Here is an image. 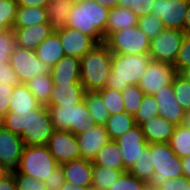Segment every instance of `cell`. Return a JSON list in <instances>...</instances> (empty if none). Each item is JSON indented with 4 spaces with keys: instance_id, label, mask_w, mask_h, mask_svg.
<instances>
[{
    "instance_id": "cell-59",
    "label": "cell",
    "mask_w": 190,
    "mask_h": 190,
    "mask_svg": "<svg viewBox=\"0 0 190 190\" xmlns=\"http://www.w3.org/2000/svg\"><path fill=\"white\" fill-rule=\"evenodd\" d=\"M179 74L190 83V67L182 69Z\"/></svg>"
},
{
    "instance_id": "cell-20",
    "label": "cell",
    "mask_w": 190,
    "mask_h": 190,
    "mask_svg": "<svg viewBox=\"0 0 190 190\" xmlns=\"http://www.w3.org/2000/svg\"><path fill=\"white\" fill-rule=\"evenodd\" d=\"M65 181L91 188L93 162L87 159H76L60 165Z\"/></svg>"
},
{
    "instance_id": "cell-54",
    "label": "cell",
    "mask_w": 190,
    "mask_h": 190,
    "mask_svg": "<svg viewBox=\"0 0 190 190\" xmlns=\"http://www.w3.org/2000/svg\"><path fill=\"white\" fill-rule=\"evenodd\" d=\"M91 188L83 187L78 184H74L68 181H65L59 190H90Z\"/></svg>"
},
{
    "instance_id": "cell-6",
    "label": "cell",
    "mask_w": 190,
    "mask_h": 190,
    "mask_svg": "<svg viewBox=\"0 0 190 190\" xmlns=\"http://www.w3.org/2000/svg\"><path fill=\"white\" fill-rule=\"evenodd\" d=\"M47 108L55 130L70 131L77 136L85 133L94 125L84 101L78 104Z\"/></svg>"
},
{
    "instance_id": "cell-29",
    "label": "cell",
    "mask_w": 190,
    "mask_h": 190,
    "mask_svg": "<svg viewBox=\"0 0 190 190\" xmlns=\"http://www.w3.org/2000/svg\"><path fill=\"white\" fill-rule=\"evenodd\" d=\"M10 99L9 112L34 109L40 105L28 89V86L22 83L15 86Z\"/></svg>"
},
{
    "instance_id": "cell-47",
    "label": "cell",
    "mask_w": 190,
    "mask_h": 190,
    "mask_svg": "<svg viewBox=\"0 0 190 190\" xmlns=\"http://www.w3.org/2000/svg\"><path fill=\"white\" fill-rule=\"evenodd\" d=\"M179 73L184 68L190 67V34H185L181 44V48L173 64Z\"/></svg>"
},
{
    "instance_id": "cell-4",
    "label": "cell",
    "mask_w": 190,
    "mask_h": 190,
    "mask_svg": "<svg viewBox=\"0 0 190 190\" xmlns=\"http://www.w3.org/2000/svg\"><path fill=\"white\" fill-rule=\"evenodd\" d=\"M150 159L154 165V173L147 182L159 188L168 179L183 176L181 159L172 151L169 143H149Z\"/></svg>"
},
{
    "instance_id": "cell-17",
    "label": "cell",
    "mask_w": 190,
    "mask_h": 190,
    "mask_svg": "<svg viewBox=\"0 0 190 190\" xmlns=\"http://www.w3.org/2000/svg\"><path fill=\"white\" fill-rule=\"evenodd\" d=\"M158 105V115L172 122L174 125H182L186 112L176 101L172 84L157 91L154 95Z\"/></svg>"
},
{
    "instance_id": "cell-61",
    "label": "cell",
    "mask_w": 190,
    "mask_h": 190,
    "mask_svg": "<svg viewBox=\"0 0 190 190\" xmlns=\"http://www.w3.org/2000/svg\"><path fill=\"white\" fill-rule=\"evenodd\" d=\"M141 190H158V188L152 187L148 183H145Z\"/></svg>"
},
{
    "instance_id": "cell-37",
    "label": "cell",
    "mask_w": 190,
    "mask_h": 190,
    "mask_svg": "<svg viewBox=\"0 0 190 190\" xmlns=\"http://www.w3.org/2000/svg\"><path fill=\"white\" fill-rule=\"evenodd\" d=\"M97 92L101 96V99L110 115L125 112L123 95L121 91L105 87L98 90Z\"/></svg>"
},
{
    "instance_id": "cell-18",
    "label": "cell",
    "mask_w": 190,
    "mask_h": 190,
    "mask_svg": "<svg viewBox=\"0 0 190 190\" xmlns=\"http://www.w3.org/2000/svg\"><path fill=\"white\" fill-rule=\"evenodd\" d=\"M83 159L93 160L98 151L110 140L104 125L94 124L85 133L77 135Z\"/></svg>"
},
{
    "instance_id": "cell-11",
    "label": "cell",
    "mask_w": 190,
    "mask_h": 190,
    "mask_svg": "<svg viewBox=\"0 0 190 190\" xmlns=\"http://www.w3.org/2000/svg\"><path fill=\"white\" fill-rule=\"evenodd\" d=\"M176 74L173 64L150 60L138 86L146 95H154L163 87L172 84Z\"/></svg>"
},
{
    "instance_id": "cell-34",
    "label": "cell",
    "mask_w": 190,
    "mask_h": 190,
    "mask_svg": "<svg viewBox=\"0 0 190 190\" xmlns=\"http://www.w3.org/2000/svg\"><path fill=\"white\" fill-rule=\"evenodd\" d=\"M123 171L114 170L104 166L93 165L92 174V186L94 190H108L118 178L121 176Z\"/></svg>"
},
{
    "instance_id": "cell-9",
    "label": "cell",
    "mask_w": 190,
    "mask_h": 190,
    "mask_svg": "<svg viewBox=\"0 0 190 190\" xmlns=\"http://www.w3.org/2000/svg\"><path fill=\"white\" fill-rule=\"evenodd\" d=\"M54 131L47 106L40 104L29 114L28 130L20 137L24 145H47Z\"/></svg>"
},
{
    "instance_id": "cell-24",
    "label": "cell",
    "mask_w": 190,
    "mask_h": 190,
    "mask_svg": "<svg viewBox=\"0 0 190 190\" xmlns=\"http://www.w3.org/2000/svg\"><path fill=\"white\" fill-rule=\"evenodd\" d=\"M35 53L40 61L49 64L51 67L55 66L65 56L59 35L56 32L43 40L36 48Z\"/></svg>"
},
{
    "instance_id": "cell-43",
    "label": "cell",
    "mask_w": 190,
    "mask_h": 190,
    "mask_svg": "<svg viewBox=\"0 0 190 190\" xmlns=\"http://www.w3.org/2000/svg\"><path fill=\"white\" fill-rule=\"evenodd\" d=\"M16 47V36L13 29L0 31V63L10 61L12 51Z\"/></svg>"
},
{
    "instance_id": "cell-49",
    "label": "cell",
    "mask_w": 190,
    "mask_h": 190,
    "mask_svg": "<svg viewBox=\"0 0 190 190\" xmlns=\"http://www.w3.org/2000/svg\"><path fill=\"white\" fill-rule=\"evenodd\" d=\"M15 87L0 84V120L9 112L10 97Z\"/></svg>"
},
{
    "instance_id": "cell-8",
    "label": "cell",
    "mask_w": 190,
    "mask_h": 190,
    "mask_svg": "<svg viewBox=\"0 0 190 190\" xmlns=\"http://www.w3.org/2000/svg\"><path fill=\"white\" fill-rule=\"evenodd\" d=\"M10 65L22 84L31 81L36 75H50L52 67L40 61L34 50L16 46L10 57Z\"/></svg>"
},
{
    "instance_id": "cell-58",
    "label": "cell",
    "mask_w": 190,
    "mask_h": 190,
    "mask_svg": "<svg viewBox=\"0 0 190 190\" xmlns=\"http://www.w3.org/2000/svg\"><path fill=\"white\" fill-rule=\"evenodd\" d=\"M10 173L11 170L2 163H0V180L8 176Z\"/></svg>"
},
{
    "instance_id": "cell-60",
    "label": "cell",
    "mask_w": 190,
    "mask_h": 190,
    "mask_svg": "<svg viewBox=\"0 0 190 190\" xmlns=\"http://www.w3.org/2000/svg\"><path fill=\"white\" fill-rule=\"evenodd\" d=\"M183 124L190 128V111L186 112Z\"/></svg>"
},
{
    "instance_id": "cell-28",
    "label": "cell",
    "mask_w": 190,
    "mask_h": 190,
    "mask_svg": "<svg viewBox=\"0 0 190 190\" xmlns=\"http://www.w3.org/2000/svg\"><path fill=\"white\" fill-rule=\"evenodd\" d=\"M47 8L17 7L13 28H25L47 22Z\"/></svg>"
},
{
    "instance_id": "cell-26",
    "label": "cell",
    "mask_w": 190,
    "mask_h": 190,
    "mask_svg": "<svg viewBox=\"0 0 190 190\" xmlns=\"http://www.w3.org/2000/svg\"><path fill=\"white\" fill-rule=\"evenodd\" d=\"M138 25V17L128 8L117 6L109 10L106 24V38L115 31Z\"/></svg>"
},
{
    "instance_id": "cell-33",
    "label": "cell",
    "mask_w": 190,
    "mask_h": 190,
    "mask_svg": "<svg viewBox=\"0 0 190 190\" xmlns=\"http://www.w3.org/2000/svg\"><path fill=\"white\" fill-rule=\"evenodd\" d=\"M172 151L183 159L190 155V128L182 125H176L169 141Z\"/></svg>"
},
{
    "instance_id": "cell-50",
    "label": "cell",
    "mask_w": 190,
    "mask_h": 190,
    "mask_svg": "<svg viewBox=\"0 0 190 190\" xmlns=\"http://www.w3.org/2000/svg\"><path fill=\"white\" fill-rule=\"evenodd\" d=\"M158 190H190V180L185 176L168 179Z\"/></svg>"
},
{
    "instance_id": "cell-46",
    "label": "cell",
    "mask_w": 190,
    "mask_h": 190,
    "mask_svg": "<svg viewBox=\"0 0 190 190\" xmlns=\"http://www.w3.org/2000/svg\"><path fill=\"white\" fill-rule=\"evenodd\" d=\"M17 190H47L44 181H38L33 177L22 173H13Z\"/></svg>"
},
{
    "instance_id": "cell-15",
    "label": "cell",
    "mask_w": 190,
    "mask_h": 190,
    "mask_svg": "<svg viewBox=\"0 0 190 190\" xmlns=\"http://www.w3.org/2000/svg\"><path fill=\"white\" fill-rule=\"evenodd\" d=\"M24 146V142L19 135L13 134L0 124V163L11 171L16 170Z\"/></svg>"
},
{
    "instance_id": "cell-5",
    "label": "cell",
    "mask_w": 190,
    "mask_h": 190,
    "mask_svg": "<svg viewBox=\"0 0 190 190\" xmlns=\"http://www.w3.org/2000/svg\"><path fill=\"white\" fill-rule=\"evenodd\" d=\"M58 166L46 145H25L18 167L11 172L44 181Z\"/></svg>"
},
{
    "instance_id": "cell-10",
    "label": "cell",
    "mask_w": 190,
    "mask_h": 190,
    "mask_svg": "<svg viewBox=\"0 0 190 190\" xmlns=\"http://www.w3.org/2000/svg\"><path fill=\"white\" fill-rule=\"evenodd\" d=\"M184 31L165 29L150 42L149 56L151 60L174 64L181 48Z\"/></svg>"
},
{
    "instance_id": "cell-44",
    "label": "cell",
    "mask_w": 190,
    "mask_h": 190,
    "mask_svg": "<svg viewBox=\"0 0 190 190\" xmlns=\"http://www.w3.org/2000/svg\"><path fill=\"white\" fill-rule=\"evenodd\" d=\"M145 182L131 173L123 172L118 180L108 190H141Z\"/></svg>"
},
{
    "instance_id": "cell-35",
    "label": "cell",
    "mask_w": 190,
    "mask_h": 190,
    "mask_svg": "<svg viewBox=\"0 0 190 190\" xmlns=\"http://www.w3.org/2000/svg\"><path fill=\"white\" fill-rule=\"evenodd\" d=\"M33 109L8 112L1 120L0 124L13 134L21 136L24 130H28L29 114Z\"/></svg>"
},
{
    "instance_id": "cell-32",
    "label": "cell",
    "mask_w": 190,
    "mask_h": 190,
    "mask_svg": "<svg viewBox=\"0 0 190 190\" xmlns=\"http://www.w3.org/2000/svg\"><path fill=\"white\" fill-rule=\"evenodd\" d=\"M84 102L90 112V118L92 119L93 124L105 125L110 114L99 93L85 92Z\"/></svg>"
},
{
    "instance_id": "cell-52",
    "label": "cell",
    "mask_w": 190,
    "mask_h": 190,
    "mask_svg": "<svg viewBox=\"0 0 190 190\" xmlns=\"http://www.w3.org/2000/svg\"><path fill=\"white\" fill-rule=\"evenodd\" d=\"M21 7H40L47 8L49 0H16Z\"/></svg>"
},
{
    "instance_id": "cell-40",
    "label": "cell",
    "mask_w": 190,
    "mask_h": 190,
    "mask_svg": "<svg viewBox=\"0 0 190 190\" xmlns=\"http://www.w3.org/2000/svg\"><path fill=\"white\" fill-rule=\"evenodd\" d=\"M173 91L176 101L185 112L190 111V83L179 73L176 74L173 83Z\"/></svg>"
},
{
    "instance_id": "cell-7",
    "label": "cell",
    "mask_w": 190,
    "mask_h": 190,
    "mask_svg": "<svg viewBox=\"0 0 190 190\" xmlns=\"http://www.w3.org/2000/svg\"><path fill=\"white\" fill-rule=\"evenodd\" d=\"M151 40L139 26L112 32L104 41L112 54H148Z\"/></svg>"
},
{
    "instance_id": "cell-27",
    "label": "cell",
    "mask_w": 190,
    "mask_h": 190,
    "mask_svg": "<svg viewBox=\"0 0 190 190\" xmlns=\"http://www.w3.org/2000/svg\"><path fill=\"white\" fill-rule=\"evenodd\" d=\"M93 165L104 166L114 170L127 172L124 168L120 149L115 140H109L92 160Z\"/></svg>"
},
{
    "instance_id": "cell-13",
    "label": "cell",
    "mask_w": 190,
    "mask_h": 190,
    "mask_svg": "<svg viewBox=\"0 0 190 190\" xmlns=\"http://www.w3.org/2000/svg\"><path fill=\"white\" fill-rule=\"evenodd\" d=\"M46 146L59 166L82 158L77 136L70 131L55 130Z\"/></svg>"
},
{
    "instance_id": "cell-14",
    "label": "cell",
    "mask_w": 190,
    "mask_h": 190,
    "mask_svg": "<svg viewBox=\"0 0 190 190\" xmlns=\"http://www.w3.org/2000/svg\"><path fill=\"white\" fill-rule=\"evenodd\" d=\"M115 141L119 146L124 168L127 171L141 157L142 152L149 144L144 138L141 126L138 125H135Z\"/></svg>"
},
{
    "instance_id": "cell-21",
    "label": "cell",
    "mask_w": 190,
    "mask_h": 190,
    "mask_svg": "<svg viewBox=\"0 0 190 190\" xmlns=\"http://www.w3.org/2000/svg\"><path fill=\"white\" fill-rule=\"evenodd\" d=\"M13 31L16 36V46L34 51L54 32L48 22L25 28H13Z\"/></svg>"
},
{
    "instance_id": "cell-42",
    "label": "cell",
    "mask_w": 190,
    "mask_h": 190,
    "mask_svg": "<svg viewBox=\"0 0 190 190\" xmlns=\"http://www.w3.org/2000/svg\"><path fill=\"white\" fill-rule=\"evenodd\" d=\"M18 3L16 0H0V27L13 29Z\"/></svg>"
},
{
    "instance_id": "cell-41",
    "label": "cell",
    "mask_w": 190,
    "mask_h": 190,
    "mask_svg": "<svg viewBox=\"0 0 190 190\" xmlns=\"http://www.w3.org/2000/svg\"><path fill=\"white\" fill-rule=\"evenodd\" d=\"M138 26L150 40L156 38L164 30L161 19L153 14L138 18Z\"/></svg>"
},
{
    "instance_id": "cell-22",
    "label": "cell",
    "mask_w": 190,
    "mask_h": 190,
    "mask_svg": "<svg viewBox=\"0 0 190 190\" xmlns=\"http://www.w3.org/2000/svg\"><path fill=\"white\" fill-rule=\"evenodd\" d=\"M175 126L172 122L157 115L143 123L141 128L148 143H169Z\"/></svg>"
},
{
    "instance_id": "cell-45",
    "label": "cell",
    "mask_w": 190,
    "mask_h": 190,
    "mask_svg": "<svg viewBox=\"0 0 190 190\" xmlns=\"http://www.w3.org/2000/svg\"><path fill=\"white\" fill-rule=\"evenodd\" d=\"M155 0H118V6L131 9L138 18L151 14Z\"/></svg>"
},
{
    "instance_id": "cell-38",
    "label": "cell",
    "mask_w": 190,
    "mask_h": 190,
    "mask_svg": "<svg viewBox=\"0 0 190 190\" xmlns=\"http://www.w3.org/2000/svg\"><path fill=\"white\" fill-rule=\"evenodd\" d=\"M121 93L123 95L125 112L129 115L135 116L145 93L138 85H130L121 91Z\"/></svg>"
},
{
    "instance_id": "cell-36",
    "label": "cell",
    "mask_w": 190,
    "mask_h": 190,
    "mask_svg": "<svg viewBox=\"0 0 190 190\" xmlns=\"http://www.w3.org/2000/svg\"><path fill=\"white\" fill-rule=\"evenodd\" d=\"M149 144L142 152L141 157L128 170L129 173L147 183L154 173V165L150 159Z\"/></svg>"
},
{
    "instance_id": "cell-57",
    "label": "cell",
    "mask_w": 190,
    "mask_h": 190,
    "mask_svg": "<svg viewBox=\"0 0 190 190\" xmlns=\"http://www.w3.org/2000/svg\"><path fill=\"white\" fill-rule=\"evenodd\" d=\"M183 31L185 32V34H190V1H189L186 17H185Z\"/></svg>"
},
{
    "instance_id": "cell-23",
    "label": "cell",
    "mask_w": 190,
    "mask_h": 190,
    "mask_svg": "<svg viewBox=\"0 0 190 190\" xmlns=\"http://www.w3.org/2000/svg\"><path fill=\"white\" fill-rule=\"evenodd\" d=\"M85 89L82 84H60L53 86L47 107L78 104L84 101Z\"/></svg>"
},
{
    "instance_id": "cell-62",
    "label": "cell",
    "mask_w": 190,
    "mask_h": 190,
    "mask_svg": "<svg viewBox=\"0 0 190 190\" xmlns=\"http://www.w3.org/2000/svg\"><path fill=\"white\" fill-rule=\"evenodd\" d=\"M82 1H84V0H71V2H73V3L82 2Z\"/></svg>"
},
{
    "instance_id": "cell-51",
    "label": "cell",
    "mask_w": 190,
    "mask_h": 190,
    "mask_svg": "<svg viewBox=\"0 0 190 190\" xmlns=\"http://www.w3.org/2000/svg\"><path fill=\"white\" fill-rule=\"evenodd\" d=\"M47 190H59L64 184V174L60 166H58L53 172H51L50 177L44 179Z\"/></svg>"
},
{
    "instance_id": "cell-3",
    "label": "cell",
    "mask_w": 190,
    "mask_h": 190,
    "mask_svg": "<svg viewBox=\"0 0 190 190\" xmlns=\"http://www.w3.org/2000/svg\"><path fill=\"white\" fill-rule=\"evenodd\" d=\"M150 60L149 54H112L106 87L123 91L130 85H138Z\"/></svg>"
},
{
    "instance_id": "cell-31",
    "label": "cell",
    "mask_w": 190,
    "mask_h": 190,
    "mask_svg": "<svg viewBox=\"0 0 190 190\" xmlns=\"http://www.w3.org/2000/svg\"><path fill=\"white\" fill-rule=\"evenodd\" d=\"M26 85L41 105L47 106L49 104L51 91L54 86L51 74L36 75L31 81L26 83Z\"/></svg>"
},
{
    "instance_id": "cell-39",
    "label": "cell",
    "mask_w": 190,
    "mask_h": 190,
    "mask_svg": "<svg viewBox=\"0 0 190 190\" xmlns=\"http://www.w3.org/2000/svg\"><path fill=\"white\" fill-rule=\"evenodd\" d=\"M158 105L153 95H146L134 116L135 124L141 126L143 123L158 115Z\"/></svg>"
},
{
    "instance_id": "cell-55",
    "label": "cell",
    "mask_w": 190,
    "mask_h": 190,
    "mask_svg": "<svg viewBox=\"0 0 190 190\" xmlns=\"http://www.w3.org/2000/svg\"><path fill=\"white\" fill-rule=\"evenodd\" d=\"M98 5L109 10L118 6V0H94Z\"/></svg>"
},
{
    "instance_id": "cell-12",
    "label": "cell",
    "mask_w": 190,
    "mask_h": 190,
    "mask_svg": "<svg viewBox=\"0 0 190 190\" xmlns=\"http://www.w3.org/2000/svg\"><path fill=\"white\" fill-rule=\"evenodd\" d=\"M190 0H155L151 14L161 19L165 29L183 31Z\"/></svg>"
},
{
    "instance_id": "cell-25",
    "label": "cell",
    "mask_w": 190,
    "mask_h": 190,
    "mask_svg": "<svg viewBox=\"0 0 190 190\" xmlns=\"http://www.w3.org/2000/svg\"><path fill=\"white\" fill-rule=\"evenodd\" d=\"M74 3L71 0H49L47 22L54 32L62 30L68 23L69 12Z\"/></svg>"
},
{
    "instance_id": "cell-56",
    "label": "cell",
    "mask_w": 190,
    "mask_h": 190,
    "mask_svg": "<svg viewBox=\"0 0 190 190\" xmlns=\"http://www.w3.org/2000/svg\"><path fill=\"white\" fill-rule=\"evenodd\" d=\"M182 168H183V176L190 180V155L181 159Z\"/></svg>"
},
{
    "instance_id": "cell-19",
    "label": "cell",
    "mask_w": 190,
    "mask_h": 190,
    "mask_svg": "<svg viewBox=\"0 0 190 190\" xmlns=\"http://www.w3.org/2000/svg\"><path fill=\"white\" fill-rule=\"evenodd\" d=\"M50 74L54 86H60V84H82L80 79V59L65 55L52 67Z\"/></svg>"
},
{
    "instance_id": "cell-53",
    "label": "cell",
    "mask_w": 190,
    "mask_h": 190,
    "mask_svg": "<svg viewBox=\"0 0 190 190\" xmlns=\"http://www.w3.org/2000/svg\"><path fill=\"white\" fill-rule=\"evenodd\" d=\"M0 190H17L14 175L12 172L0 180Z\"/></svg>"
},
{
    "instance_id": "cell-1",
    "label": "cell",
    "mask_w": 190,
    "mask_h": 190,
    "mask_svg": "<svg viewBox=\"0 0 190 190\" xmlns=\"http://www.w3.org/2000/svg\"><path fill=\"white\" fill-rule=\"evenodd\" d=\"M108 15L109 9L98 5L94 0H84L74 3L66 26L90 36L97 44L103 43L106 39Z\"/></svg>"
},
{
    "instance_id": "cell-30",
    "label": "cell",
    "mask_w": 190,
    "mask_h": 190,
    "mask_svg": "<svg viewBox=\"0 0 190 190\" xmlns=\"http://www.w3.org/2000/svg\"><path fill=\"white\" fill-rule=\"evenodd\" d=\"M134 116L126 112L110 115L105 123L110 140H116L135 126Z\"/></svg>"
},
{
    "instance_id": "cell-16",
    "label": "cell",
    "mask_w": 190,
    "mask_h": 190,
    "mask_svg": "<svg viewBox=\"0 0 190 190\" xmlns=\"http://www.w3.org/2000/svg\"><path fill=\"white\" fill-rule=\"evenodd\" d=\"M56 33L59 35L66 56L80 59L97 45L90 36L67 26L62 30L56 31Z\"/></svg>"
},
{
    "instance_id": "cell-2",
    "label": "cell",
    "mask_w": 190,
    "mask_h": 190,
    "mask_svg": "<svg viewBox=\"0 0 190 190\" xmlns=\"http://www.w3.org/2000/svg\"><path fill=\"white\" fill-rule=\"evenodd\" d=\"M112 53L99 43L80 58V79L86 92L105 88L111 71Z\"/></svg>"
},
{
    "instance_id": "cell-48",
    "label": "cell",
    "mask_w": 190,
    "mask_h": 190,
    "mask_svg": "<svg viewBox=\"0 0 190 190\" xmlns=\"http://www.w3.org/2000/svg\"><path fill=\"white\" fill-rule=\"evenodd\" d=\"M0 84L15 87L20 84L16 73L9 62L0 63Z\"/></svg>"
}]
</instances>
